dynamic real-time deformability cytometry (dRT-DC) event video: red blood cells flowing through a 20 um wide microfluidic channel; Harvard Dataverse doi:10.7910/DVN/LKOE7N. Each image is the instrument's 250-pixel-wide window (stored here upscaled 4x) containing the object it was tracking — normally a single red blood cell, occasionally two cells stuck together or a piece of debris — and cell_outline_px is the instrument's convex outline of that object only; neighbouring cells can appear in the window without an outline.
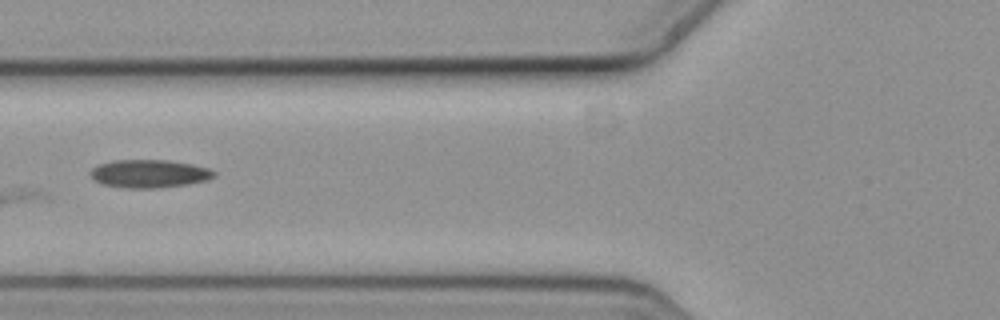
{"species": "common noctule bat (a hibernating species)", "species_latin": "Nyctalus noctula", "temperature_condition": "cold", "stored_images_in_passage": 5, "camera_frame_rate_fps": 3000, "um_per_image_px": 0.085, "animal": {"sex": "female", "body_mass_g": 19.3, "forearm_length_mm": 54.1}, "frame": {"image": 1, "passage_image": 5, "time_ms": 1.333, "image_size_px": [1000, 320], "cell_outline_px": [[216, 176], [208, 180], [188, 184], [156, 188], [124, 188], [100, 184], [92, 176], [92, 168], [100, 164], [112, 160], [168, 160], [192, 164], [208, 168], [216, 172]], "centroid_in_image_um": [12.72, 14.76], "position_along_channel_um": 113.1, "area_um2": 20.23}}